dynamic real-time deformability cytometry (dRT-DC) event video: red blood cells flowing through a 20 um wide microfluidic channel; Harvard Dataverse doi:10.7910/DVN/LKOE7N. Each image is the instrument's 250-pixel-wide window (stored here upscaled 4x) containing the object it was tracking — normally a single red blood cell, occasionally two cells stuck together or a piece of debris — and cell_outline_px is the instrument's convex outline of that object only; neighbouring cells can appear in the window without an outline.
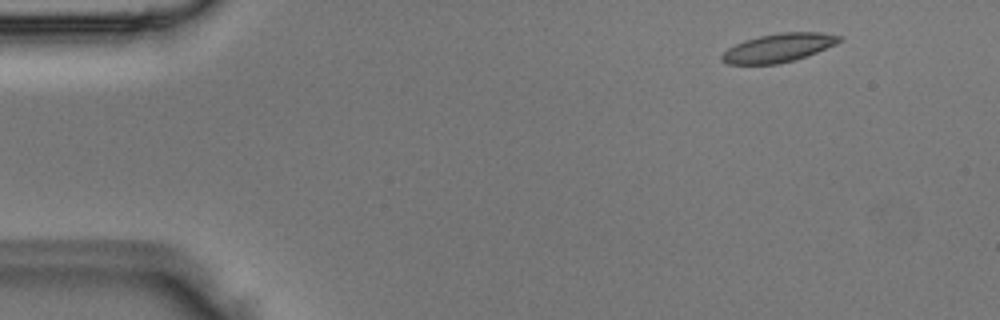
{"species": "Egyptian fruit bat (a non-hibernating species)", "species_latin": "Rousettus aegyptiacus", "temperature_condition": "room temperature", "stored_images_in_passage": 4, "camera_frame_rate_fps": 3000, "um_per_image_px": 0.085, "animal": {"sex": "male"}, "frame": {"image": 1, "passage_image": 1, "time_ms": 0.0, "image_size_px": [1000, 320], "cell_outline_px": [[844, 40], [836, 44], [816, 52], [792, 60], [776, 64], [728, 64], [720, 60], [720, 56], [728, 48], [744, 40], [760, 36], [780, 32], [820, 32], [844, 36]], "centroid_in_image_um": [66.18, 4.05], "position_along_channel_um": 18.8, "area_um2": 19.48}}